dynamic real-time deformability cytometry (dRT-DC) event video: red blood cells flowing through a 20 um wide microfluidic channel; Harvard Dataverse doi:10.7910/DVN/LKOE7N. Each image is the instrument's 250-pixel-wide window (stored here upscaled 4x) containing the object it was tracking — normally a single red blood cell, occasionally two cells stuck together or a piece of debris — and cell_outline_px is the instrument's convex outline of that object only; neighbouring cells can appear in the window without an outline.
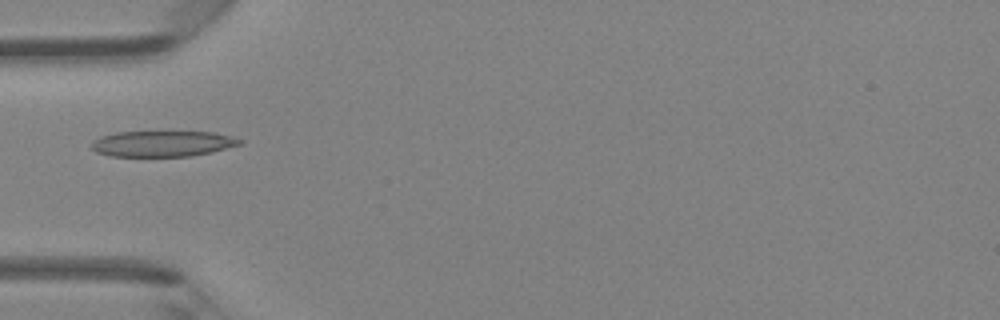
{"species": "Egyptian fruit bat (a non-hibernating species)", "species_latin": "Rousettus aegyptiacus", "temperature_condition": "room temperature", "stored_images_in_passage": 5, "camera_frame_rate_fps": 3000, "um_per_image_px": 0.085, "animal": {"sex": "female"}, "frame": {"image": 1, "passage_image": 5, "time_ms": 1.333, "image_size_px": [1000, 320], "cell_outline_px": [[244, 144], [212, 152], [192, 156], [112, 156], [96, 152], [92, 148], [92, 140], [100, 136], [116, 132], [212, 132], [232, 136], [244, 140]], "centroid_in_image_um": [13.86, 12.21], "position_along_channel_um": 71.1, "area_um2": 22.43}}